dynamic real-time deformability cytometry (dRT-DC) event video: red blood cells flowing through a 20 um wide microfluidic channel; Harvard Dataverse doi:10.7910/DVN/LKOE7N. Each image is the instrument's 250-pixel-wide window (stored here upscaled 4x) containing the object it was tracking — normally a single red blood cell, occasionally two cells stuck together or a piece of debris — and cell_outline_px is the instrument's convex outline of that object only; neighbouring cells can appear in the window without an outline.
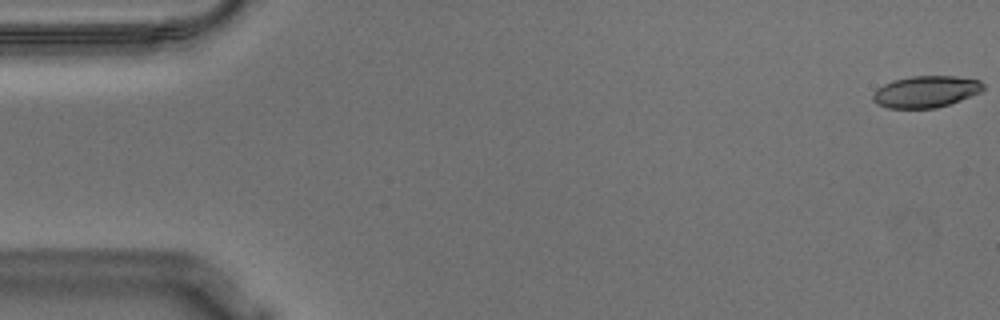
{"species": "Egyptian fruit bat (a non-hibernating species)", "species_latin": "Rousettus aegyptiacus", "temperature_condition": "warm", "stored_images_in_passage": 56, "camera_frame_rate_fps": 3000, "um_per_image_px": 0.085, "animal": {"sex": "male"}, "frame": {"image": 1, "passage_image": 1, "time_ms": 0.0, "image_size_px": [1000, 320], "cell_outline_px": [[984, 88], [980, 92], [960, 100], [936, 108], [888, 108], [876, 104], [872, 100], [872, 92], [876, 88], [892, 80], [912, 76], [956, 76], [980, 80], [984, 84]], "centroid_in_image_um": [78.65, 7.78], "position_along_channel_um": 6.3, "area_um2": 20.46}}
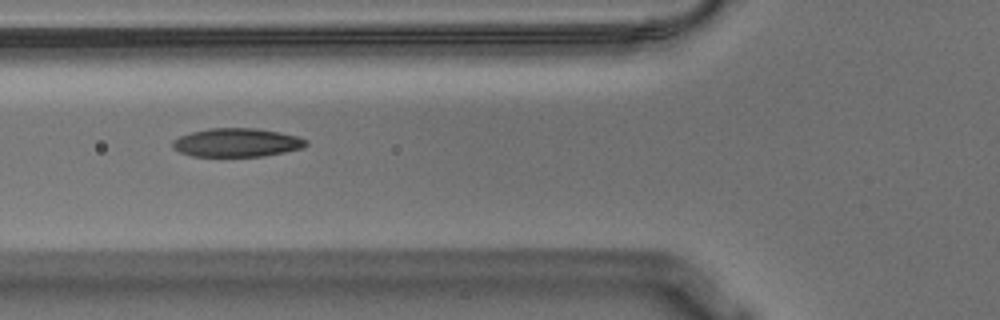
{"frame": {"image": 2, "passage_image": 21, "time_ms": 6.667, "image_size_px": [1000, 320], "cell_outline_px": [[308, 144], [304, 148], [264, 156], [192, 156], [180, 152], [172, 148], [172, 140], [180, 136], [192, 132], [208, 128], [256, 128], [280, 132], [296, 136], [308, 140]], "centroid_in_image_um": [20.14, 12.11], "position_along_channel_um": 105.7, "area_um2": 22.31}}
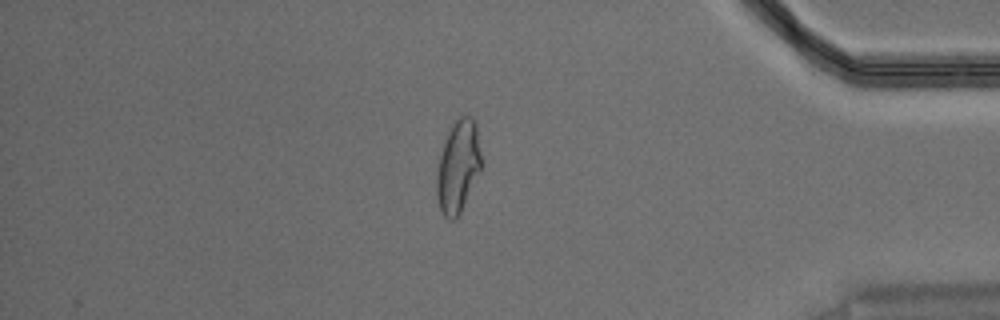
{"frame": {"image": 3, "passage_image": 48, "time_ms": 15.667, "image_size_px": [1000, 320], "cell_outline_px": [[484, 168], [456, 220], [448, 220], [444, 216], [440, 208], [436, 196], [436, 168], [444, 136], [452, 120], [460, 116], [472, 116], [476, 124]], "centroid_in_image_um": [38.94, 14.12], "position_along_channel_um": 396.3, "area_um2": 25.26}, "authors_computed_cell_mechanics": {"area_um2": 22.3108, "velocity_mm_per_s": 3.5924, "shape_relaxation_time_tau1_ms": 6.5315, "shape_relaxation_time_tau2_ms": 1.5317, "deformation_change_tau1": 0.204, "deformation_change_tau2": 0.0753}}